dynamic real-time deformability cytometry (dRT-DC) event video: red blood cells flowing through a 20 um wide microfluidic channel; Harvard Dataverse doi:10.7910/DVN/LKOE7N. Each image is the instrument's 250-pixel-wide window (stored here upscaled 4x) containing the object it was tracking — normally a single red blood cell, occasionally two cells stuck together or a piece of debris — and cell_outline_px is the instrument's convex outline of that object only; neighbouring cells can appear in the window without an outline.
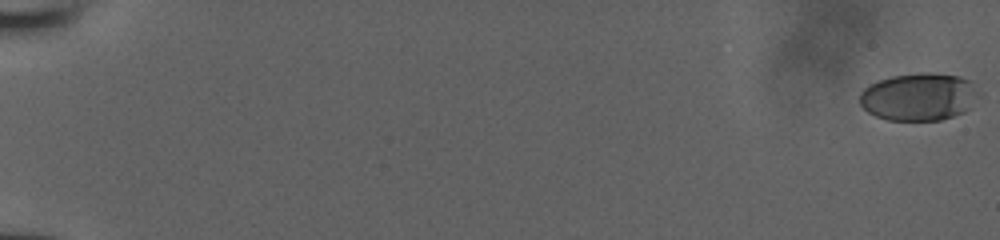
{"species": "human", "species_latin": "Homo sapiens", "temperature_condition": "room temperature", "stored_images_in_passage": 54, "camera_frame_rate_fps": 3000, "um_per_image_px": 0.085, "donor": {"sex": "male"}, "frame": {"image": 1, "passage_image": 1, "time_ms": 0.0, "image_size_px": [1000, 240], "cell_outline_px": [[980, 96], [964, 112], [940, 120], [888, 120], [876, 116], [868, 112], [860, 104], [860, 92], [868, 84], [892, 76], [920, 72], [932, 72], [960, 76], [972, 80], [980, 92]], "centroid_in_image_um": [78.14, 8.21], "position_along_channel_um": 6.9, "area_um2": 33.41}}
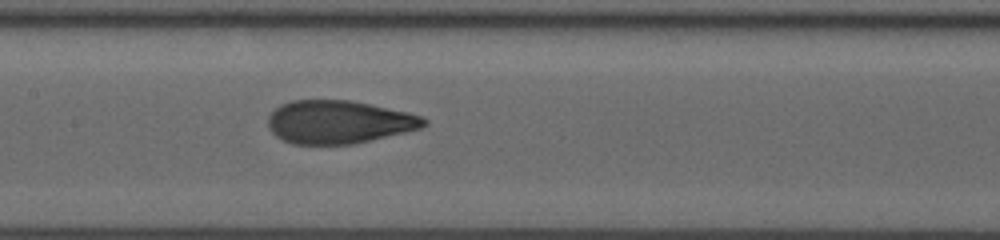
{"frame": {"image": 2, "passage_image": 30, "time_ms": 9.667, "image_size_px": [1000, 240], "cell_outline_px": [[428, 124], [420, 128], [404, 132], [352, 144], [292, 144], [276, 136], [268, 128], [268, 116], [280, 104], [292, 100], [352, 100], [408, 112], [420, 116], [428, 120]], "centroid_in_image_um": [28.77, 10.36], "position_along_channel_um": 178.6, "area_um2": 39.07}}
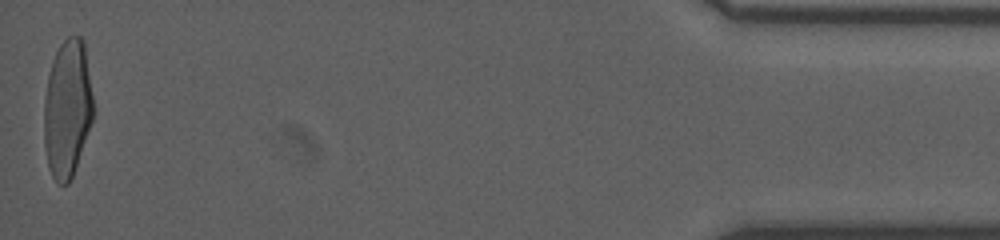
{"frame": {"image": 3, "passage_image": 54, "time_ms": 17.667, "image_size_px": [1000, 240], "cell_outline_px": [[92, 120], [72, 176], [68, 184], [56, 184], [48, 168], [44, 148], [44, 100], [48, 76], [52, 60], [60, 44], [68, 36], [80, 36], [84, 40], [92, 96]], "centroid_in_image_um": [5.7, 9.24], "position_along_channel_um": 429.5, "area_um2": 39.3}}